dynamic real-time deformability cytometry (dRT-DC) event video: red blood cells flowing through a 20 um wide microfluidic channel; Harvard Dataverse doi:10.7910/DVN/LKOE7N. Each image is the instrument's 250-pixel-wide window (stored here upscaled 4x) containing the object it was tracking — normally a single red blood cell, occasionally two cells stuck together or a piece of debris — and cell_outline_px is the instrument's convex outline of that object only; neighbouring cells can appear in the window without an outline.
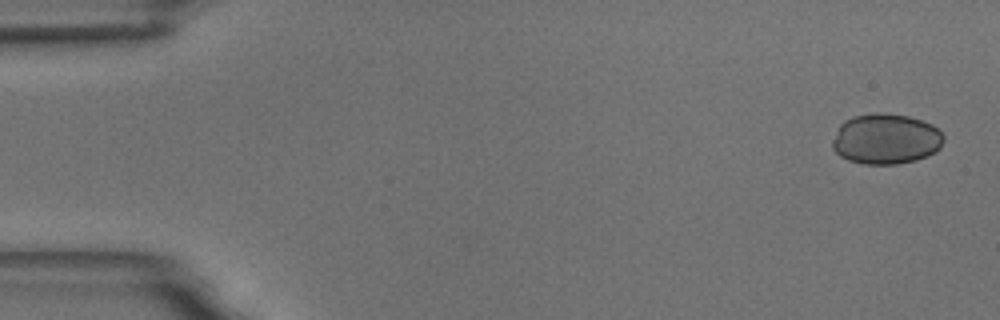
{"species": "common noctule bat (a hibernating species)", "species_latin": "Nyctalus noctula", "temperature_condition": "room temperature", "stored_images_in_passage": 4, "camera_frame_rate_fps": 3000, "um_per_image_px": 0.085, "animal": {"sex": "male", "body_mass_g": 18.8}, "frame": {"image": 1, "passage_image": 1, "time_ms": 0.0, "image_size_px": [1000, 320], "cell_outline_px": [[944, 140], [940, 148], [936, 152], [928, 156], [916, 160], [896, 164], [864, 164], [848, 160], [840, 156], [832, 148], [832, 140], [840, 124], [844, 120], [852, 116], [876, 112], [884, 112], [908, 116], [932, 124], [944, 136]], "centroid_in_image_um": [75.29, 11.81], "position_along_channel_um": 9.7, "area_um2": 33.0}}